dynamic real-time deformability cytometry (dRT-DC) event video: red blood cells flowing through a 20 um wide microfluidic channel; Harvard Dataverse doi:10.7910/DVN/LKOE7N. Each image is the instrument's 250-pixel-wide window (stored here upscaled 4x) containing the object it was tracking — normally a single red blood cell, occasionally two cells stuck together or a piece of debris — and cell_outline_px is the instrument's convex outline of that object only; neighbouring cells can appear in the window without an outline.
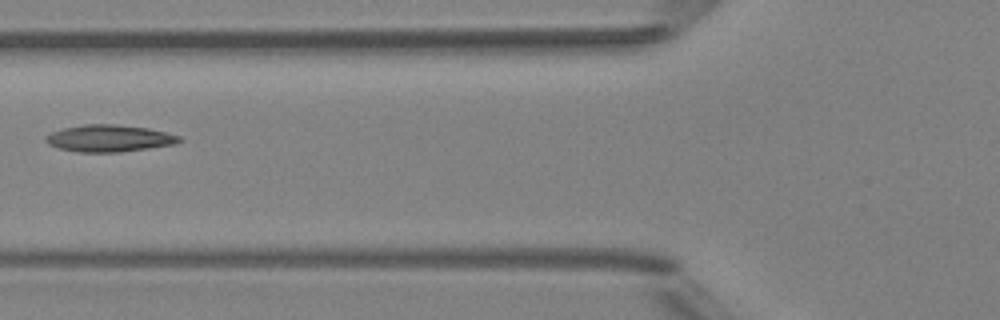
{"species": "Egyptian fruit bat (a non-hibernating species)", "species_latin": "Rousettus aegyptiacus", "temperature_condition": "room temperature", "stored_images_in_passage": 6, "camera_frame_rate_fps": 3000, "um_per_image_px": 0.085, "animal": {"sex": "female"}, "frame": {"image": 1, "passage_image": 6, "time_ms": 5.667, "image_size_px": [1000, 320], "cell_outline_px": [[184, 140], [172, 144], [148, 148], [120, 152], [80, 152], [60, 148], [48, 144], [44, 140], [44, 136], [52, 132], [64, 128], [84, 124], [116, 124], [148, 128], [180, 136]], "centroid_in_image_um": [9.26, 11.75], "position_along_channel_um": 116.5, "area_um2": 20.81}}